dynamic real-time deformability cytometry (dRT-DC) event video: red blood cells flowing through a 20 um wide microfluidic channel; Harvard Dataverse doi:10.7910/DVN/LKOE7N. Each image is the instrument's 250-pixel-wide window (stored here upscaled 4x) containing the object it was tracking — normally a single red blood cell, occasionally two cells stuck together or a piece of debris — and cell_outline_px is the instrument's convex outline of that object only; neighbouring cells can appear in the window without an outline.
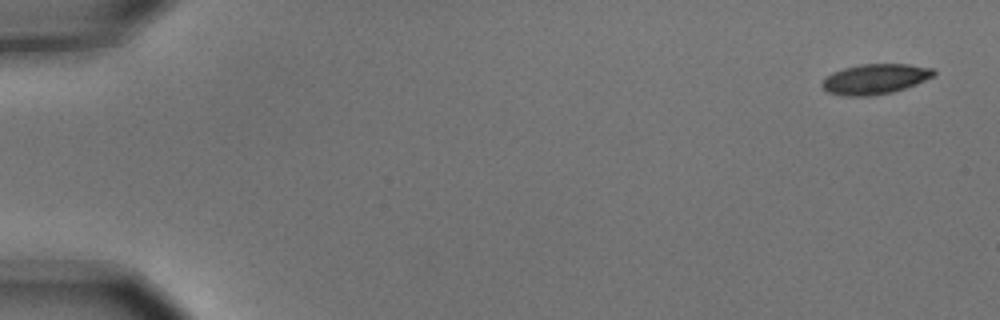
{"species": "common noctule bat (a hibernating species)", "species_latin": "Nyctalus noctula", "temperature_condition": "cold", "stored_images_in_passage": 6, "segment_of_instrument_passage": [2, 2], "camera_frame_rate_fps": 3000, "um_per_image_px": 0.085, "animal": {"sex": "male", "body_mass_g": 15.6}, "frame": {"image": 1, "passage_image": 6, "time_ms": 1.667, "image_size_px": [1000, 320], "cell_outline_px": [[936, 72], [932, 76], [916, 84], [892, 92], [868, 96], [848, 96], [828, 92], [820, 84], [832, 72], [844, 68], [860, 64], [908, 64], [932, 68]], "centroid_in_image_um": [74.37, 6.71], "position_along_channel_um": 10.6, "area_um2": 19.36}}